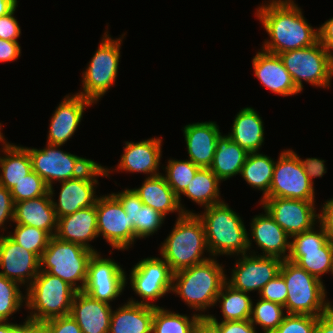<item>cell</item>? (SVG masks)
Segmentation results:
<instances>
[{"mask_svg": "<svg viewBox=\"0 0 333 333\" xmlns=\"http://www.w3.org/2000/svg\"><path fill=\"white\" fill-rule=\"evenodd\" d=\"M275 162L260 152L249 153L240 175L254 189L263 192V200L269 193Z\"/></svg>", "mask_w": 333, "mask_h": 333, "instance_id": "e575fe53", "label": "cell"}, {"mask_svg": "<svg viewBox=\"0 0 333 333\" xmlns=\"http://www.w3.org/2000/svg\"><path fill=\"white\" fill-rule=\"evenodd\" d=\"M0 156V185L8 190L13 189L32 171L31 158L23 146L5 142Z\"/></svg>", "mask_w": 333, "mask_h": 333, "instance_id": "d6a6232c", "label": "cell"}, {"mask_svg": "<svg viewBox=\"0 0 333 333\" xmlns=\"http://www.w3.org/2000/svg\"><path fill=\"white\" fill-rule=\"evenodd\" d=\"M75 293L76 290L59 277L39 271L26 289L24 306L31 311L27 318L47 321L70 315Z\"/></svg>", "mask_w": 333, "mask_h": 333, "instance_id": "8992f818", "label": "cell"}, {"mask_svg": "<svg viewBox=\"0 0 333 333\" xmlns=\"http://www.w3.org/2000/svg\"><path fill=\"white\" fill-rule=\"evenodd\" d=\"M248 154L228 135L221 134L217 139V148L209 168L221 181L228 180L241 173Z\"/></svg>", "mask_w": 333, "mask_h": 333, "instance_id": "1f68e13d", "label": "cell"}, {"mask_svg": "<svg viewBox=\"0 0 333 333\" xmlns=\"http://www.w3.org/2000/svg\"><path fill=\"white\" fill-rule=\"evenodd\" d=\"M316 333H333V309L317 317Z\"/></svg>", "mask_w": 333, "mask_h": 333, "instance_id": "11a10c76", "label": "cell"}, {"mask_svg": "<svg viewBox=\"0 0 333 333\" xmlns=\"http://www.w3.org/2000/svg\"><path fill=\"white\" fill-rule=\"evenodd\" d=\"M52 333H82L77 322L70 315L55 317L47 320Z\"/></svg>", "mask_w": 333, "mask_h": 333, "instance_id": "c3c4849f", "label": "cell"}, {"mask_svg": "<svg viewBox=\"0 0 333 333\" xmlns=\"http://www.w3.org/2000/svg\"><path fill=\"white\" fill-rule=\"evenodd\" d=\"M235 116L227 135L248 153L259 152L265 140L262 117L252 107L242 108Z\"/></svg>", "mask_w": 333, "mask_h": 333, "instance_id": "f546056e", "label": "cell"}, {"mask_svg": "<svg viewBox=\"0 0 333 333\" xmlns=\"http://www.w3.org/2000/svg\"><path fill=\"white\" fill-rule=\"evenodd\" d=\"M21 47L19 42L0 39V62H11L20 58Z\"/></svg>", "mask_w": 333, "mask_h": 333, "instance_id": "f5cc1de1", "label": "cell"}, {"mask_svg": "<svg viewBox=\"0 0 333 333\" xmlns=\"http://www.w3.org/2000/svg\"><path fill=\"white\" fill-rule=\"evenodd\" d=\"M248 295L226 282L216 298V305L218 302L221 304L222 321L249 320L254 302Z\"/></svg>", "mask_w": 333, "mask_h": 333, "instance_id": "d590c367", "label": "cell"}, {"mask_svg": "<svg viewBox=\"0 0 333 333\" xmlns=\"http://www.w3.org/2000/svg\"><path fill=\"white\" fill-rule=\"evenodd\" d=\"M198 214L202 220L209 255H242L248 254V232L244 220L224 201L203 208Z\"/></svg>", "mask_w": 333, "mask_h": 333, "instance_id": "3957f363", "label": "cell"}, {"mask_svg": "<svg viewBox=\"0 0 333 333\" xmlns=\"http://www.w3.org/2000/svg\"><path fill=\"white\" fill-rule=\"evenodd\" d=\"M130 272V286L142 300L130 298L129 302L158 307L152 302L172 290L174 272L162 257L144 258L136 263Z\"/></svg>", "mask_w": 333, "mask_h": 333, "instance_id": "5bb4252c", "label": "cell"}, {"mask_svg": "<svg viewBox=\"0 0 333 333\" xmlns=\"http://www.w3.org/2000/svg\"><path fill=\"white\" fill-rule=\"evenodd\" d=\"M17 325V323L9 321L0 322V333H11V330Z\"/></svg>", "mask_w": 333, "mask_h": 333, "instance_id": "680465c9", "label": "cell"}, {"mask_svg": "<svg viewBox=\"0 0 333 333\" xmlns=\"http://www.w3.org/2000/svg\"><path fill=\"white\" fill-rule=\"evenodd\" d=\"M252 63L255 76L273 93L282 96H294L301 93L278 54L261 49L253 57Z\"/></svg>", "mask_w": 333, "mask_h": 333, "instance_id": "cb8c5ba5", "label": "cell"}, {"mask_svg": "<svg viewBox=\"0 0 333 333\" xmlns=\"http://www.w3.org/2000/svg\"><path fill=\"white\" fill-rule=\"evenodd\" d=\"M154 307L126 302L111 314L108 333H152Z\"/></svg>", "mask_w": 333, "mask_h": 333, "instance_id": "f1b7e54d", "label": "cell"}, {"mask_svg": "<svg viewBox=\"0 0 333 333\" xmlns=\"http://www.w3.org/2000/svg\"><path fill=\"white\" fill-rule=\"evenodd\" d=\"M315 226L290 237L287 260L321 280L324 274L333 272V243L328 240L322 226Z\"/></svg>", "mask_w": 333, "mask_h": 333, "instance_id": "30bf717a", "label": "cell"}, {"mask_svg": "<svg viewBox=\"0 0 333 333\" xmlns=\"http://www.w3.org/2000/svg\"><path fill=\"white\" fill-rule=\"evenodd\" d=\"M287 295L286 282L279 274L262 288L259 298L285 306Z\"/></svg>", "mask_w": 333, "mask_h": 333, "instance_id": "ee69618b", "label": "cell"}, {"mask_svg": "<svg viewBox=\"0 0 333 333\" xmlns=\"http://www.w3.org/2000/svg\"><path fill=\"white\" fill-rule=\"evenodd\" d=\"M211 257L192 267L181 269L173 274L172 293L191 309L204 311L216 305V298L227 282L222 264Z\"/></svg>", "mask_w": 333, "mask_h": 333, "instance_id": "7a4b0ae2", "label": "cell"}, {"mask_svg": "<svg viewBox=\"0 0 333 333\" xmlns=\"http://www.w3.org/2000/svg\"><path fill=\"white\" fill-rule=\"evenodd\" d=\"M110 171L107 167L94 162L82 175L76 178L60 182L61 189L58 202H55L53 186L49 187V194L57 219L76 211L94 206L99 196H96L97 177H109Z\"/></svg>", "mask_w": 333, "mask_h": 333, "instance_id": "7c38bea8", "label": "cell"}, {"mask_svg": "<svg viewBox=\"0 0 333 333\" xmlns=\"http://www.w3.org/2000/svg\"><path fill=\"white\" fill-rule=\"evenodd\" d=\"M15 203L11 191L0 185V230H5V222H13ZM5 225V227H4Z\"/></svg>", "mask_w": 333, "mask_h": 333, "instance_id": "bcb514c9", "label": "cell"}, {"mask_svg": "<svg viewBox=\"0 0 333 333\" xmlns=\"http://www.w3.org/2000/svg\"><path fill=\"white\" fill-rule=\"evenodd\" d=\"M58 219L49 192L46 195L15 203L13 223L36 227L51 237L56 235Z\"/></svg>", "mask_w": 333, "mask_h": 333, "instance_id": "83f0119b", "label": "cell"}, {"mask_svg": "<svg viewBox=\"0 0 333 333\" xmlns=\"http://www.w3.org/2000/svg\"><path fill=\"white\" fill-rule=\"evenodd\" d=\"M251 253V254H250ZM249 254L237 255L232 269L231 278H226L227 283L234 289L250 293L258 291L277 275H279L283 259L276 256H260L253 250Z\"/></svg>", "mask_w": 333, "mask_h": 333, "instance_id": "2e32d148", "label": "cell"}, {"mask_svg": "<svg viewBox=\"0 0 333 333\" xmlns=\"http://www.w3.org/2000/svg\"><path fill=\"white\" fill-rule=\"evenodd\" d=\"M164 169L166 174H163V176L168 185L178 196V202L183 214H194V212L185 209L181 204V193L187 188L200 167L193 164L189 159H169L167 166L163 167V170Z\"/></svg>", "mask_w": 333, "mask_h": 333, "instance_id": "74e56055", "label": "cell"}, {"mask_svg": "<svg viewBox=\"0 0 333 333\" xmlns=\"http://www.w3.org/2000/svg\"><path fill=\"white\" fill-rule=\"evenodd\" d=\"M205 316H208L221 329L222 333H257L250 320L218 322L214 315L205 314Z\"/></svg>", "mask_w": 333, "mask_h": 333, "instance_id": "7dc6e473", "label": "cell"}, {"mask_svg": "<svg viewBox=\"0 0 333 333\" xmlns=\"http://www.w3.org/2000/svg\"><path fill=\"white\" fill-rule=\"evenodd\" d=\"M98 236H103L113 249L127 250L137 239L134 225L121 205L112 195H103L96 201Z\"/></svg>", "mask_w": 333, "mask_h": 333, "instance_id": "9a60e30c", "label": "cell"}, {"mask_svg": "<svg viewBox=\"0 0 333 333\" xmlns=\"http://www.w3.org/2000/svg\"><path fill=\"white\" fill-rule=\"evenodd\" d=\"M19 285L0 275V322L9 321V317L23 306L26 295L20 291Z\"/></svg>", "mask_w": 333, "mask_h": 333, "instance_id": "60d3db41", "label": "cell"}, {"mask_svg": "<svg viewBox=\"0 0 333 333\" xmlns=\"http://www.w3.org/2000/svg\"><path fill=\"white\" fill-rule=\"evenodd\" d=\"M222 181L210 168H200L187 188L181 193L200 207H210L224 200L220 196V184Z\"/></svg>", "mask_w": 333, "mask_h": 333, "instance_id": "836d02e7", "label": "cell"}, {"mask_svg": "<svg viewBox=\"0 0 333 333\" xmlns=\"http://www.w3.org/2000/svg\"><path fill=\"white\" fill-rule=\"evenodd\" d=\"M316 201L287 198H264L263 210L290 236L309 230L317 224Z\"/></svg>", "mask_w": 333, "mask_h": 333, "instance_id": "ac0fdd59", "label": "cell"}, {"mask_svg": "<svg viewBox=\"0 0 333 333\" xmlns=\"http://www.w3.org/2000/svg\"><path fill=\"white\" fill-rule=\"evenodd\" d=\"M11 333H28V318H26L23 324H17L12 330Z\"/></svg>", "mask_w": 333, "mask_h": 333, "instance_id": "91938a15", "label": "cell"}, {"mask_svg": "<svg viewBox=\"0 0 333 333\" xmlns=\"http://www.w3.org/2000/svg\"><path fill=\"white\" fill-rule=\"evenodd\" d=\"M17 0H0V16L6 15L17 6Z\"/></svg>", "mask_w": 333, "mask_h": 333, "instance_id": "6f0895ef", "label": "cell"}, {"mask_svg": "<svg viewBox=\"0 0 333 333\" xmlns=\"http://www.w3.org/2000/svg\"><path fill=\"white\" fill-rule=\"evenodd\" d=\"M265 198L315 200V189L292 149L283 150L274 165L269 193Z\"/></svg>", "mask_w": 333, "mask_h": 333, "instance_id": "4fadbf2b", "label": "cell"}, {"mask_svg": "<svg viewBox=\"0 0 333 333\" xmlns=\"http://www.w3.org/2000/svg\"><path fill=\"white\" fill-rule=\"evenodd\" d=\"M0 275L28 287L40 271V259L8 235L0 234Z\"/></svg>", "mask_w": 333, "mask_h": 333, "instance_id": "d6986e66", "label": "cell"}, {"mask_svg": "<svg viewBox=\"0 0 333 333\" xmlns=\"http://www.w3.org/2000/svg\"><path fill=\"white\" fill-rule=\"evenodd\" d=\"M124 36L125 34L113 39L108 30L104 33L98 49L82 73L83 91L77 94L96 104L113 87L118 76L120 49Z\"/></svg>", "mask_w": 333, "mask_h": 333, "instance_id": "ba28073f", "label": "cell"}, {"mask_svg": "<svg viewBox=\"0 0 333 333\" xmlns=\"http://www.w3.org/2000/svg\"><path fill=\"white\" fill-rule=\"evenodd\" d=\"M317 317L306 314H286L272 333H316Z\"/></svg>", "mask_w": 333, "mask_h": 333, "instance_id": "7bdbcfd3", "label": "cell"}, {"mask_svg": "<svg viewBox=\"0 0 333 333\" xmlns=\"http://www.w3.org/2000/svg\"><path fill=\"white\" fill-rule=\"evenodd\" d=\"M112 306L92 298L84 291H76L70 311L82 333H108Z\"/></svg>", "mask_w": 333, "mask_h": 333, "instance_id": "d4e9b609", "label": "cell"}, {"mask_svg": "<svg viewBox=\"0 0 333 333\" xmlns=\"http://www.w3.org/2000/svg\"><path fill=\"white\" fill-rule=\"evenodd\" d=\"M71 95H66L52 114L47 136L48 144L63 146L77 130L85 108L93 105L92 101L77 93Z\"/></svg>", "mask_w": 333, "mask_h": 333, "instance_id": "ffe728a7", "label": "cell"}, {"mask_svg": "<svg viewBox=\"0 0 333 333\" xmlns=\"http://www.w3.org/2000/svg\"><path fill=\"white\" fill-rule=\"evenodd\" d=\"M1 128H2V126H1V123H0V142H1V143H5L6 140H5V138H4L3 133L1 132Z\"/></svg>", "mask_w": 333, "mask_h": 333, "instance_id": "94428289", "label": "cell"}, {"mask_svg": "<svg viewBox=\"0 0 333 333\" xmlns=\"http://www.w3.org/2000/svg\"><path fill=\"white\" fill-rule=\"evenodd\" d=\"M319 214L318 223L322 226L328 240L333 243V198L325 201Z\"/></svg>", "mask_w": 333, "mask_h": 333, "instance_id": "681fc988", "label": "cell"}, {"mask_svg": "<svg viewBox=\"0 0 333 333\" xmlns=\"http://www.w3.org/2000/svg\"><path fill=\"white\" fill-rule=\"evenodd\" d=\"M284 310V306L260 298L255 305L252 303L249 320L254 326L259 325L264 333H272L286 316Z\"/></svg>", "mask_w": 333, "mask_h": 333, "instance_id": "f35d334b", "label": "cell"}, {"mask_svg": "<svg viewBox=\"0 0 333 333\" xmlns=\"http://www.w3.org/2000/svg\"><path fill=\"white\" fill-rule=\"evenodd\" d=\"M28 333H52L47 321H37L28 318Z\"/></svg>", "mask_w": 333, "mask_h": 333, "instance_id": "9f6ffc18", "label": "cell"}, {"mask_svg": "<svg viewBox=\"0 0 333 333\" xmlns=\"http://www.w3.org/2000/svg\"><path fill=\"white\" fill-rule=\"evenodd\" d=\"M144 205L153 208L166 217L167 214L178 212L183 215L178 202V196L168 185L163 174L146 177L141 187L134 188Z\"/></svg>", "mask_w": 333, "mask_h": 333, "instance_id": "4dcf8cb0", "label": "cell"}, {"mask_svg": "<svg viewBox=\"0 0 333 333\" xmlns=\"http://www.w3.org/2000/svg\"><path fill=\"white\" fill-rule=\"evenodd\" d=\"M13 231L8 236L40 259L48 246L51 236L42 229L21 224H16Z\"/></svg>", "mask_w": 333, "mask_h": 333, "instance_id": "ab89813d", "label": "cell"}, {"mask_svg": "<svg viewBox=\"0 0 333 333\" xmlns=\"http://www.w3.org/2000/svg\"><path fill=\"white\" fill-rule=\"evenodd\" d=\"M93 254L94 251L80 244L65 242L53 236L40 257V271L59 277L76 291H83L88 263Z\"/></svg>", "mask_w": 333, "mask_h": 333, "instance_id": "52a82bcc", "label": "cell"}, {"mask_svg": "<svg viewBox=\"0 0 333 333\" xmlns=\"http://www.w3.org/2000/svg\"><path fill=\"white\" fill-rule=\"evenodd\" d=\"M61 145L46 144L43 149L24 147L31 158L32 170L47 184L66 181L82 175L94 160L60 150Z\"/></svg>", "mask_w": 333, "mask_h": 333, "instance_id": "8fae6325", "label": "cell"}, {"mask_svg": "<svg viewBox=\"0 0 333 333\" xmlns=\"http://www.w3.org/2000/svg\"><path fill=\"white\" fill-rule=\"evenodd\" d=\"M279 274L287 285L285 311L287 314H306L319 317L333 309L327 300L322 280L300 268L296 263L283 260Z\"/></svg>", "mask_w": 333, "mask_h": 333, "instance_id": "5b68a950", "label": "cell"}, {"mask_svg": "<svg viewBox=\"0 0 333 333\" xmlns=\"http://www.w3.org/2000/svg\"><path fill=\"white\" fill-rule=\"evenodd\" d=\"M194 333H222L221 329L208 317L200 316L197 320Z\"/></svg>", "mask_w": 333, "mask_h": 333, "instance_id": "db71d44e", "label": "cell"}, {"mask_svg": "<svg viewBox=\"0 0 333 333\" xmlns=\"http://www.w3.org/2000/svg\"><path fill=\"white\" fill-rule=\"evenodd\" d=\"M110 258L94 252L88 263L87 280L83 291L92 298L106 303L119 297L127 284L126 272Z\"/></svg>", "mask_w": 333, "mask_h": 333, "instance_id": "e0dca14e", "label": "cell"}, {"mask_svg": "<svg viewBox=\"0 0 333 333\" xmlns=\"http://www.w3.org/2000/svg\"><path fill=\"white\" fill-rule=\"evenodd\" d=\"M183 135L188 151V159L200 168H209L221 135L214 121L197 122L184 126Z\"/></svg>", "mask_w": 333, "mask_h": 333, "instance_id": "603a6c76", "label": "cell"}, {"mask_svg": "<svg viewBox=\"0 0 333 333\" xmlns=\"http://www.w3.org/2000/svg\"><path fill=\"white\" fill-rule=\"evenodd\" d=\"M202 313L190 317L186 314L175 313L163 307H154L152 333H194V328Z\"/></svg>", "mask_w": 333, "mask_h": 333, "instance_id": "8d00e7d4", "label": "cell"}, {"mask_svg": "<svg viewBox=\"0 0 333 333\" xmlns=\"http://www.w3.org/2000/svg\"><path fill=\"white\" fill-rule=\"evenodd\" d=\"M265 214L255 215L250 223L251 235L248 233V248H252V240L263 251L260 256H276L283 260L290 252V236L264 210ZM289 239V240H288ZM287 253V254H286Z\"/></svg>", "mask_w": 333, "mask_h": 333, "instance_id": "7402d4cb", "label": "cell"}, {"mask_svg": "<svg viewBox=\"0 0 333 333\" xmlns=\"http://www.w3.org/2000/svg\"><path fill=\"white\" fill-rule=\"evenodd\" d=\"M111 194L121 203L126 216L133 222L137 240L147 238L161 229L165 216L144 205L134 189L125 188L121 192Z\"/></svg>", "mask_w": 333, "mask_h": 333, "instance_id": "484cf974", "label": "cell"}, {"mask_svg": "<svg viewBox=\"0 0 333 333\" xmlns=\"http://www.w3.org/2000/svg\"><path fill=\"white\" fill-rule=\"evenodd\" d=\"M160 247L161 257L173 272L211 258L203 255L206 251L209 254V250L203 222L196 213L177 217L172 231Z\"/></svg>", "mask_w": 333, "mask_h": 333, "instance_id": "277c9868", "label": "cell"}, {"mask_svg": "<svg viewBox=\"0 0 333 333\" xmlns=\"http://www.w3.org/2000/svg\"><path fill=\"white\" fill-rule=\"evenodd\" d=\"M18 5L8 14L0 16V39L18 42L21 35V28L14 17V13Z\"/></svg>", "mask_w": 333, "mask_h": 333, "instance_id": "f6af8a7d", "label": "cell"}, {"mask_svg": "<svg viewBox=\"0 0 333 333\" xmlns=\"http://www.w3.org/2000/svg\"><path fill=\"white\" fill-rule=\"evenodd\" d=\"M279 57L300 92L303 81L315 87H331L333 61L319 41L313 46L280 53Z\"/></svg>", "mask_w": 333, "mask_h": 333, "instance_id": "9c48e42d", "label": "cell"}, {"mask_svg": "<svg viewBox=\"0 0 333 333\" xmlns=\"http://www.w3.org/2000/svg\"><path fill=\"white\" fill-rule=\"evenodd\" d=\"M319 42L329 53L331 60L333 61V17L325 21L324 24L319 26Z\"/></svg>", "mask_w": 333, "mask_h": 333, "instance_id": "816d5d0a", "label": "cell"}, {"mask_svg": "<svg viewBox=\"0 0 333 333\" xmlns=\"http://www.w3.org/2000/svg\"><path fill=\"white\" fill-rule=\"evenodd\" d=\"M55 236L59 240L77 243L97 252L89 244L98 237L96 206L82 208L74 214L58 218Z\"/></svg>", "mask_w": 333, "mask_h": 333, "instance_id": "4316f807", "label": "cell"}, {"mask_svg": "<svg viewBox=\"0 0 333 333\" xmlns=\"http://www.w3.org/2000/svg\"><path fill=\"white\" fill-rule=\"evenodd\" d=\"M256 10V17L270 37L262 46L266 52L279 55L319 41L318 28L308 23L294 0H269Z\"/></svg>", "mask_w": 333, "mask_h": 333, "instance_id": "6da1fadb", "label": "cell"}, {"mask_svg": "<svg viewBox=\"0 0 333 333\" xmlns=\"http://www.w3.org/2000/svg\"><path fill=\"white\" fill-rule=\"evenodd\" d=\"M162 139L148 138L140 142H125L124 152L117 165V171L138 172L148 177L160 175L159 165L162 157ZM150 175V176H149Z\"/></svg>", "mask_w": 333, "mask_h": 333, "instance_id": "44dd1931", "label": "cell"}, {"mask_svg": "<svg viewBox=\"0 0 333 333\" xmlns=\"http://www.w3.org/2000/svg\"><path fill=\"white\" fill-rule=\"evenodd\" d=\"M14 203L46 195L49 187L33 170L10 190Z\"/></svg>", "mask_w": 333, "mask_h": 333, "instance_id": "b9f144b4", "label": "cell"}, {"mask_svg": "<svg viewBox=\"0 0 333 333\" xmlns=\"http://www.w3.org/2000/svg\"><path fill=\"white\" fill-rule=\"evenodd\" d=\"M299 160L305 170L306 175L308 176L310 182L314 186V178L323 177V175L327 172L325 167V160L319 158H306L305 160L301 159L300 156Z\"/></svg>", "mask_w": 333, "mask_h": 333, "instance_id": "f907efd6", "label": "cell"}]
</instances>
